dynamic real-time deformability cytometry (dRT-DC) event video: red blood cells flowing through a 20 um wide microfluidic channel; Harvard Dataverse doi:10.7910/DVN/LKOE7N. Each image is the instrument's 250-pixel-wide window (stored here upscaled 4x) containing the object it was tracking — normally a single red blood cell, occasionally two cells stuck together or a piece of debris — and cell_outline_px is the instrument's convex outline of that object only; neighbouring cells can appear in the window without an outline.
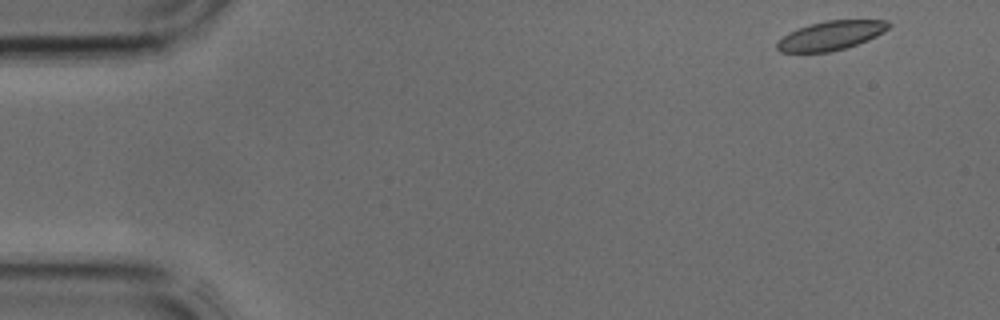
{"species": "common noctule bat (a hibernating species)", "species_latin": "Nyctalus noctula", "temperature_condition": "cold", "stored_images_in_passage": 4, "camera_frame_rate_fps": 3000, "um_per_image_px": 0.085, "animal": {"sex": "male", "body_mass_g": 17.9, "forearm_length_mm": 54.2}, "frame": {"image": 1, "passage_image": 1, "time_ms": 0.0, "image_size_px": [1000, 320], "cell_outline_px": [[892, 24], [888, 28], [876, 36], [868, 40], [844, 48], [828, 52], [780, 52], [776, 48], [776, 44], [788, 32], [808, 24], [824, 20], [888, 20]], "centroid_in_image_um": [70.62, 3.01], "position_along_channel_um": 14.4, "area_um2": 18.84}}